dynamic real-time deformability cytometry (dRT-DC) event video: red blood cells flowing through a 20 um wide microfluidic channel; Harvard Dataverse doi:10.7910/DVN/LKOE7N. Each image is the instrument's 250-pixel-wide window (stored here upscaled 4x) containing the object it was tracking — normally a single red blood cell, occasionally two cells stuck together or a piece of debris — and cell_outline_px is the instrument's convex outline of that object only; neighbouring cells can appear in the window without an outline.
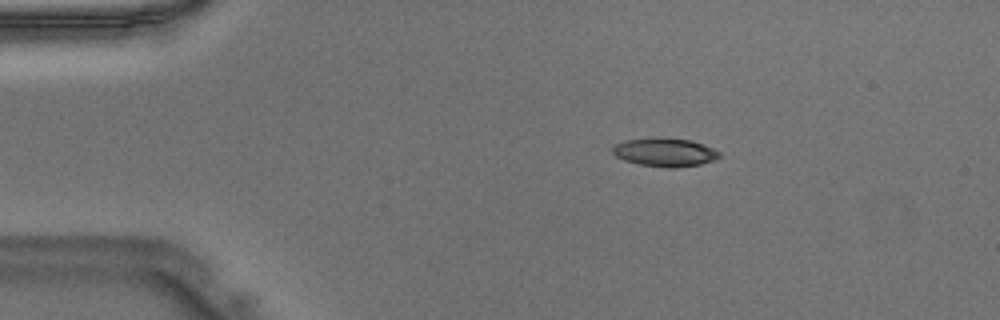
{"species": "Egyptian fruit bat (a non-hibernating species)", "species_latin": "Rousettus aegyptiacus", "temperature_condition": "warm", "stored_images_in_passage": 39, "camera_frame_rate_fps": 3000, "um_per_image_px": 0.085, "animal": {"sex": "male"}, "frame": {"image": 1, "passage_image": 1, "time_ms": 0.0, "image_size_px": [1000, 320], "cell_outline_px": [[720, 156], [712, 160], [700, 164], [676, 168], [664, 168], [640, 164], [624, 160], [616, 156], [612, 152], [612, 148], [616, 144], [624, 140], [692, 140], [704, 144], [720, 152]], "centroid_in_image_um": [56.53, 12.99], "position_along_channel_um": 28.5, "area_um2": 16.99}}
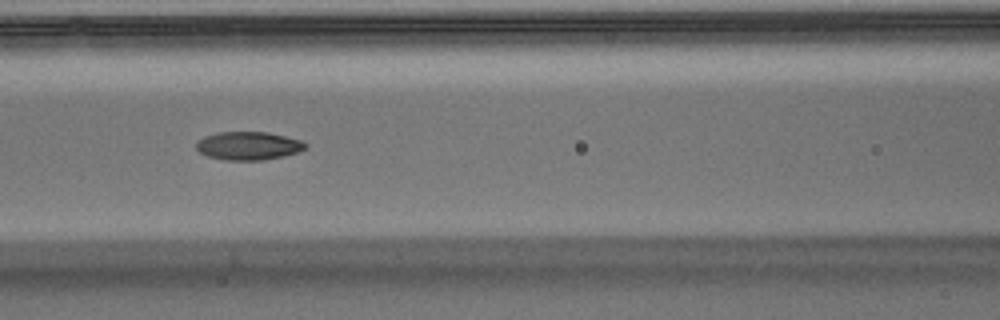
{"frame": {"image": 2, "passage_image": 13, "time_ms": 4.0, "image_size_px": [1000, 320], "cell_outline_px": [[308, 148], [284, 156], [264, 160], [224, 160], [208, 156], [200, 152], [196, 148], [196, 140], [204, 136], [216, 132], [268, 132], [300, 140], [308, 144]], "centroid_in_image_um": [21.1, 12.39], "position_along_channel_um": 145.5, "area_um2": 18.09}}
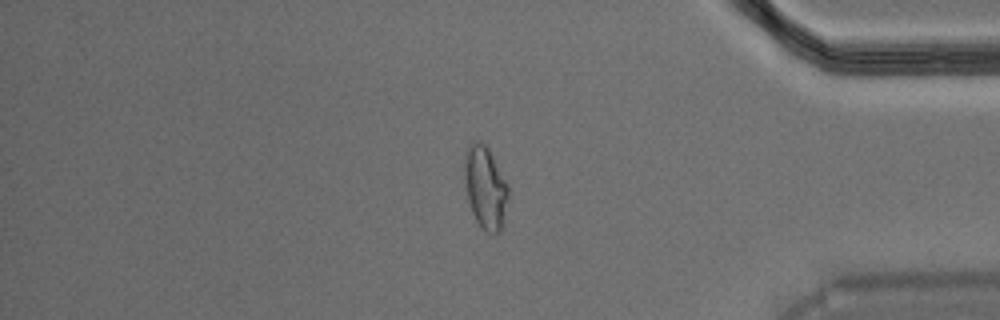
{"frame": {"image": 3, "passage_image": 32, "time_ms": 10.333, "image_size_px": [1000, 320], "cell_outline_px": [[508, 200], [500, 232], [496, 236], [484, 232], [476, 220], [472, 212], [468, 200], [464, 176], [464, 156], [468, 144], [480, 140], [488, 148], [508, 184]], "centroid_in_image_um": [41.25, 15.96], "position_along_channel_um": 394.0, "area_um2": 21.27}}